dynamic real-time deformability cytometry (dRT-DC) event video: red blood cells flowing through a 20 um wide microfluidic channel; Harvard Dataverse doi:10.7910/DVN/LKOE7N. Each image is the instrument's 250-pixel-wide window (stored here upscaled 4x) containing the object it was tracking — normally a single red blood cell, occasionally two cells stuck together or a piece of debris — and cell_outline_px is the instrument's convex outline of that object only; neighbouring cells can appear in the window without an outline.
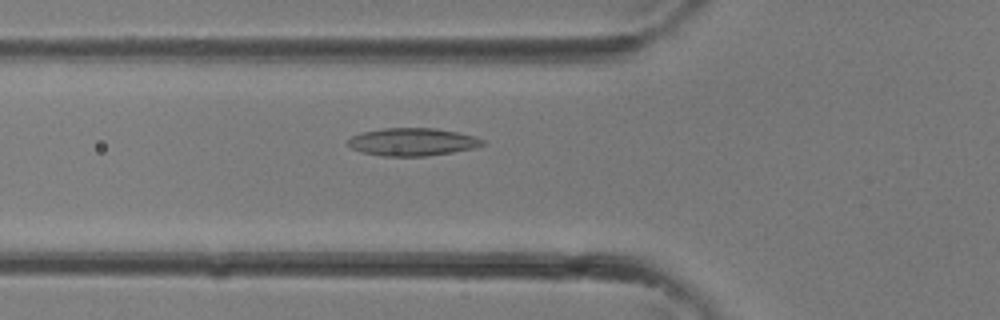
{"species": "common noctule bat (a hibernating species)", "species_latin": "Nyctalus noctula", "temperature_condition": "room temperature", "stored_images_in_passage": 27, "camera_frame_rate_fps": 3000, "um_per_image_px": 0.085, "animal": {"sex": "female"}, "frame": {"image": 1, "passage_image": 6, "time_ms": 1.667, "image_size_px": [1000, 320], "cell_outline_px": [[484, 144], [472, 148], [452, 152], [424, 156], [380, 156], [360, 152], [352, 148], [348, 144], [348, 140], [352, 136], [360, 132], [384, 128], [436, 128], [476, 136], [484, 140]], "centroid_in_image_um": [35.02, 12.06], "position_along_channel_um": 90.8, "area_um2": 21.73}}
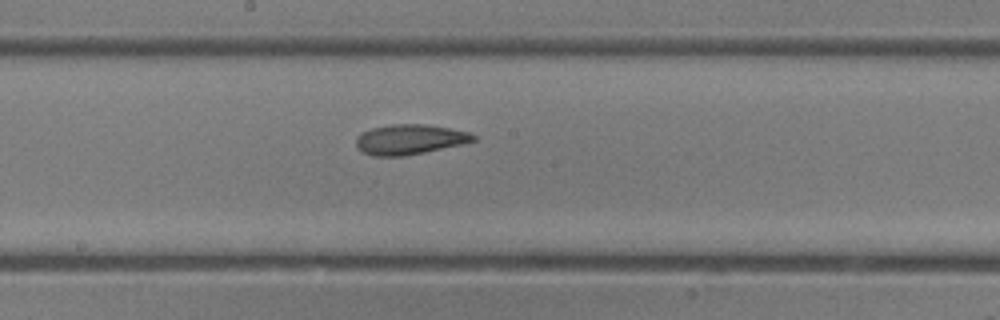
{"frame": {"image": 2, "passage_image": 12, "time_ms": 3.667, "image_size_px": [1000, 320], "cell_outline_px": [[476, 140], [464, 144], [404, 156], [372, 156], [356, 148], [356, 136], [360, 132], [372, 128], [392, 124], [424, 124], [448, 128], [468, 132], [476, 136]], "centroid_in_image_um": [34.79, 11.85], "position_along_channel_um": 213.4, "area_um2": 20.58}}
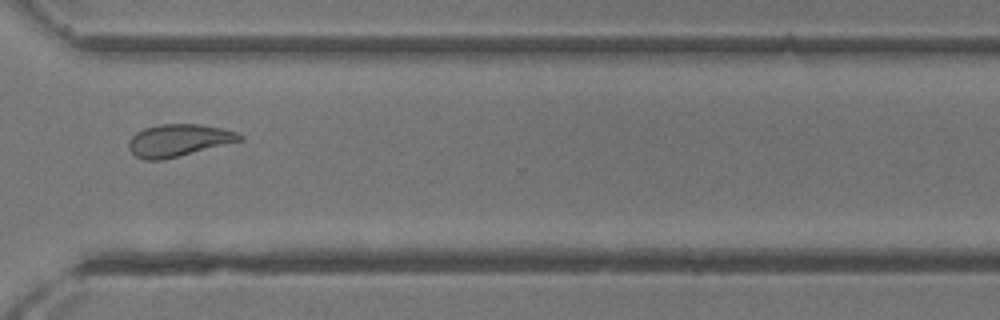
{"frame": {"image": 3, "passage_image": 19, "time_ms": 6.0, "image_size_px": [1000, 320], "cell_outline_px": [[244, 140], [160, 160], [144, 160], [136, 156], [128, 148], [128, 140], [136, 132], [144, 128], [160, 124], [200, 124], [220, 128], [236, 132], [244, 136]], "centroid_in_image_um": [15.16, 11.92], "position_along_channel_um": 355.4, "area_um2": 20.69}}